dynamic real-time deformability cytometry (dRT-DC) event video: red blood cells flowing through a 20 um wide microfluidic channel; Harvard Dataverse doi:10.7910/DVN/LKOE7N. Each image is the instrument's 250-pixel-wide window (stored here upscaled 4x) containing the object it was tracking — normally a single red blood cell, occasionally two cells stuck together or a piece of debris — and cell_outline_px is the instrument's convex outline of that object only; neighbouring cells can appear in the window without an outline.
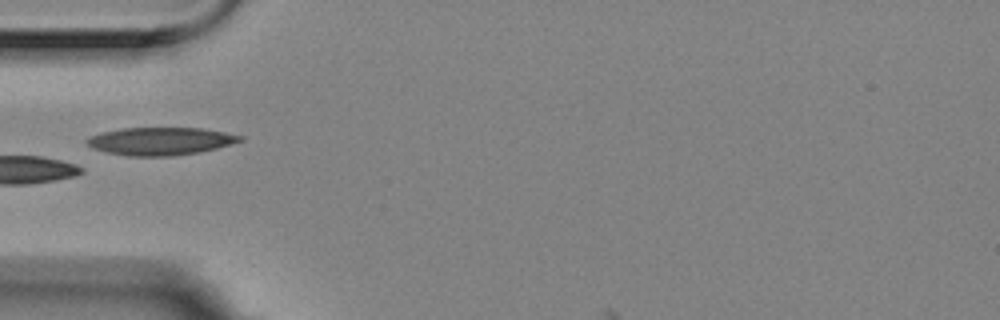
{"species": "Egyptian fruit bat (a non-hibernating species)", "species_latin": "Rousettus aegyptiacus", "temperature_condition": "room temperature", "stored_images_in_passage": 6, "camera_frame_rate_fps": 3000, "um_per_image_px": 0.085, "animal": {"sex": "female"}, "frame": {"image": 1, "passage_image": 5, "time_ms": 1.333, "image_size_px": [1000, 320], "cell_outline_px": [[244, 140], [216, 148], [200, 152], [172, 156], [128, 156], [108, 152], [92, 148], [84, 140], [88, 136], [104, 132], [124, 128], [200, 128], [224, 132], [244, 136]], "centroid_in_image_um": [13.64, 12.0], "position_along_channel_um": 71.4, "area_um2": 24.68}}